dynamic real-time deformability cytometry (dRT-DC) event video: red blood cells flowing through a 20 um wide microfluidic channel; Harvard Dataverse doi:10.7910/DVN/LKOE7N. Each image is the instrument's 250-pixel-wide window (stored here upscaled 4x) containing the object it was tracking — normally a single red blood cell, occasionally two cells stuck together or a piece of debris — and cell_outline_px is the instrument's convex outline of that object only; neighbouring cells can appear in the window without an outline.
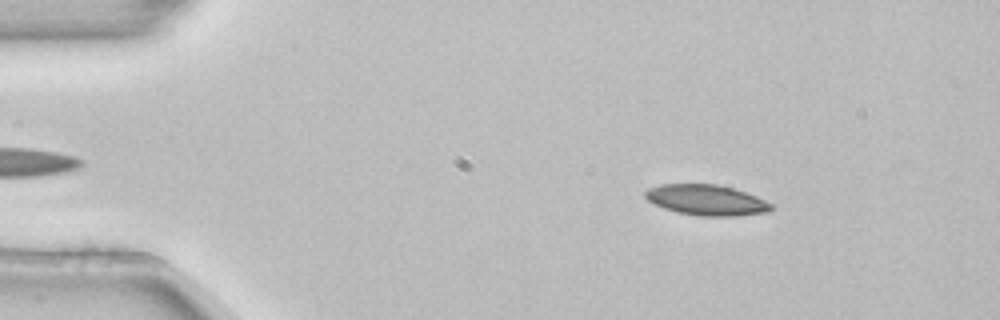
{"species": "common noctule bat (a hibernating species)", "species_latin": "Nyctalus noctula", "temperature_condition": "room temperature", "stored_images_in_passage": 3, "camera_frame_rate_fps": 3000, "um_per_image_px": 0.085, "animal": {"sex": "female", "body_mass_g": 22.7, "forearm_length_mm": 54.2}, "frame": {"image": 1, "passage_image": 1, "time_ms": 0.0, "image_size_px": [1000, 320], "cell_outline_px": [[772, 208], [768, 212], [740, 216], [700, 216], [676, 212], [664, 208], [648, 200], [644, 196], [644, 192], [648, 188], [660, 184], [716, 184], [732, 188], [756, 196], [772, 204]], "centroid_in_image_um": [60.03, 17.01], "position_along_channel_um": 25.0, "area_um2": 22.43}}
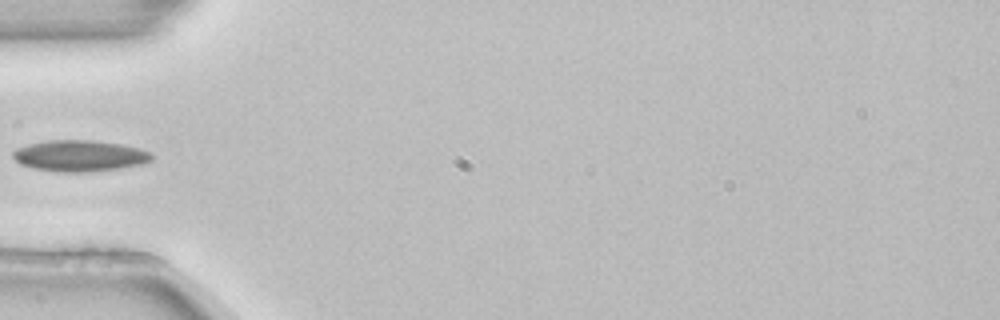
{"frame": {"image": 2, "passage_image": 3, "time_ms": 0.667, "image_size_px": [1000, 320], "cell_outline_px": [[152, 160], [144, 164], [120, 168], [80, 172], [64, 172], [36, 168], [20, 164], [12, 156], [12, 152], [16, 148], [28, 144], [48, 140], [92, 140], [120, 144], [140, 148], [148, 152], [152, 156]], "centroid_in_image_um": [6.77, 13.23], "position_along_channel_um": 78.2, "area_um2": 25.03}}